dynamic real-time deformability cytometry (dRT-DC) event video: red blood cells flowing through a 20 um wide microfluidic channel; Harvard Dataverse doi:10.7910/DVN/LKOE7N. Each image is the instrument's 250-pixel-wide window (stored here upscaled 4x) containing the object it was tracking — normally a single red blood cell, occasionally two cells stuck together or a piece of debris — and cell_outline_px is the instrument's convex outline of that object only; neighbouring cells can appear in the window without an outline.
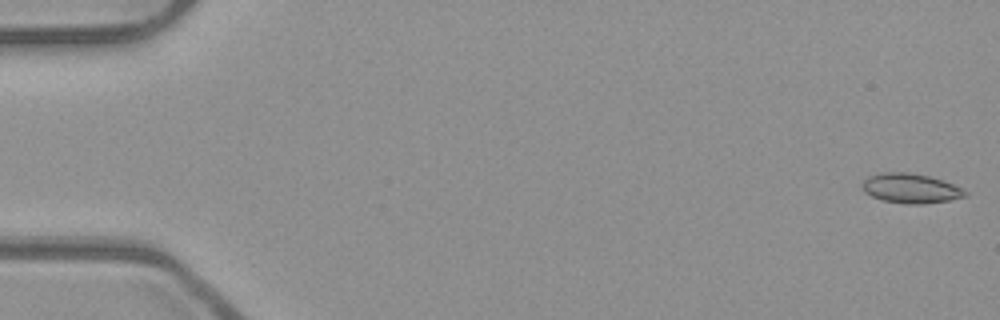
{"species": "common noctule bat (a hibernating species)", "species_latin": "Nyctalus noctula", "temperature_condition": "room temperature", "stored_images_in_passage": 53, "camera_frame_rate_fps": 3000, "um_per_image_px": 0.085, "animal": {"sex": "male", "body_mass_g": 23.1, "forearm_length_mm": 52.7}, "frame": {"image": 1, "passage_image": 1, "time_ms": 0.0, "image_size_px": [1000, 320], "cell_outline_px": [[968, 196], [948, 200], [924, 204], [904, 204], [880, 200], [864, 192], [860, 188], [864, 180], [868, 176], [880, 172], [908, 172], [928, 176], [944, 180], [964, 188], [968, 192]], "centroid_in_image_um": [77.41, 16.01], "position_along_channel_um": 7.6, "area_um2": 18.15}}
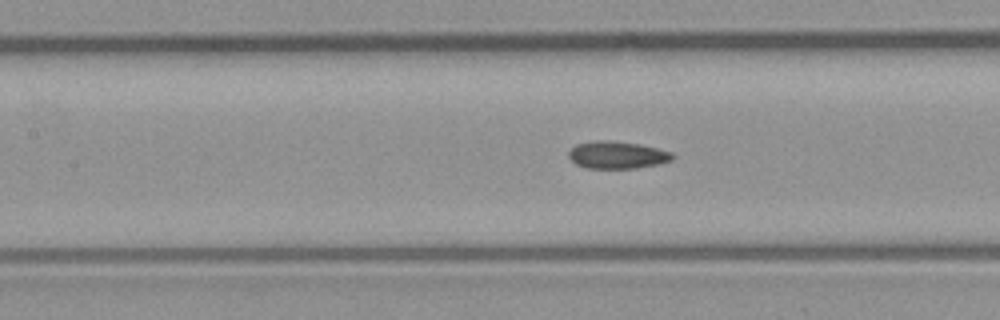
{"frame": {"image": 2, "passage_image": 24, "time_ms": 7.667, "image_size_px": [1000, 320], "cell_outline_px": [[676, 156], [672, 160], [660, 164], [636, 168], [584, 168], [576, 164], [568, 156], [568, 152], [576, 144], [640, 144], [672, 152]], "centroid_in_image_um": [52.54, 13.25], "position_along_channel_um": 154.9, "area_um2": 15.55}}
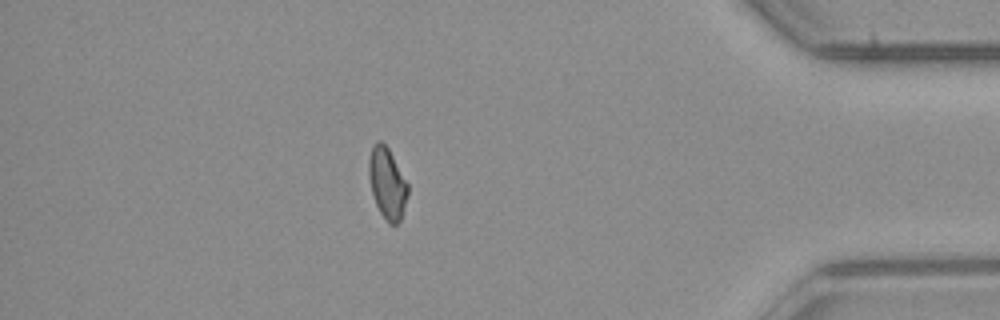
{"frame": {"image": 3, "passage_image": 46, "time_ms": 15.0, "image_size_px": [1000, 320], "cell_outline_px": [[408, 192], [400, 220], [396, 224], [388, 224], [380, 212], [376, 204], [372, 192], [368, 172], [368, 160], [372, 144], [380, 140], [388, 148], [408, 184]], "centroid_in_image_um": [32.89, 15.56], "position_along_channel_um": 402.3, "area_um2": 15.95}, "authors_computed_cell_mechanics": {"area_um2": 16.5308, "velocity_mm_per_s": 3.9565, "shape_relaxation_time_tau1_ms": null, "shape_relaxation_time_tau2_ms": 2.5665, "deformation_change_tau1": null, "deformation_change_tau2": 0.0856}}